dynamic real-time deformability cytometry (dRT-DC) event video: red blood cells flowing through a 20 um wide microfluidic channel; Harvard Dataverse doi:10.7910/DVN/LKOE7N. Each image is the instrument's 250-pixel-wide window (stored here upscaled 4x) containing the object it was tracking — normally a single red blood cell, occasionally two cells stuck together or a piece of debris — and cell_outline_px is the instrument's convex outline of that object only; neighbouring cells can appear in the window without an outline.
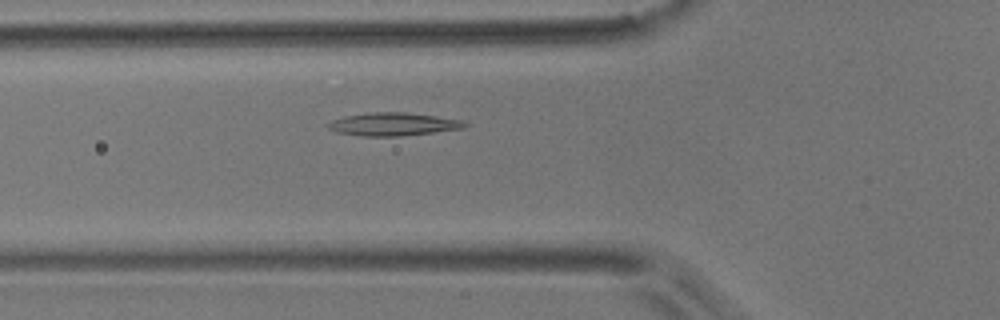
{"species": "common noctule bat (a hibernating species)", "species_latin": "Nyctalus noctula", "temperature_condition": "room temperature", "stored_images_in_passage": 3, "camera_frame_rate_fps": 3000, "um_per_image_px": 0.085, "animal": {"sex": "male", "body_mass_g": 17.9}, "frame": {"image": 1, "passage_image": 3, "time_ms": 2.333, "image_size_px": [1000, 320], "cell_outline_px": [[468, 124], [464, 128], [400, 136], [360, 136], [336, 132], [328, 128], [324, 124], [332, 120], [344, 116], [368, 112], [404, 112], [436, 116], [464, 120]], "centroid_in_image_um": [33.37, 10.55], "position_along_channel_um": 92.4, "area_um2": 18.44}}